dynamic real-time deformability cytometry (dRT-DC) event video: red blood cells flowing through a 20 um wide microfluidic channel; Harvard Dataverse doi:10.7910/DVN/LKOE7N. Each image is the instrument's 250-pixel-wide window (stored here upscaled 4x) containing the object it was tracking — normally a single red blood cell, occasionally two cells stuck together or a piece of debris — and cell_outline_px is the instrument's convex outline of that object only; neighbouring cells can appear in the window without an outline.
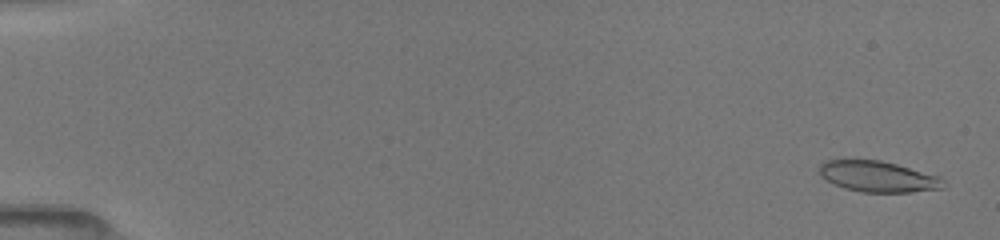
{"species": "common noctule bat (a hibernating species)", "species_latin": "Nyctalus noctula", "temperature_condition": "room temperature", "stored_images_in_passage": 52, "camera_frame_rate_fps": 3000, "um_per_image_px": 0.085, "animal": {"sex": "female", "body_mass_g": 19.5, "forearm_length_mm": 54.1}, "frame": {"image": 1, "passage_image": 2, "time_ms": 0.333, "image_size_px": [1000, 240], "cell_outline_px": [[948, 184], [944, 188], [912, 192], [860, 192], [844, 188], [820, 176], [820, 164], [824, 160], [844, 156], [880, 160], [896, 164], [940, 176]], "centroid_in_image_um": [74.59, 14.96], "position_along_channel_um": 10.4, "area_um2": 23.18}}
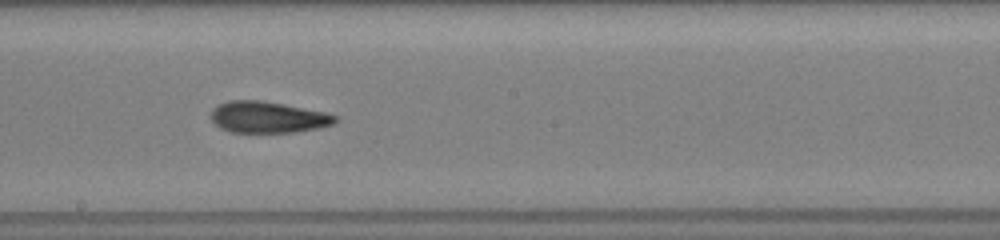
{"frame": {"image": 2, "passage_image": 30, "time_ms": 9.667, "image_size_px": [1000, 240], "cell_outline_px": [[340, 120], [332, 124], [320, 128], [296, 132], [232, 132], [220, 128], [212, 120], [212, 108], [228, 100], [260, 100], [324, 112], [340, 116]], "centroid_in_image_um": [22.8, 9.96], "position_along_channel_um": 225.4, "area_um2": 22.66}}
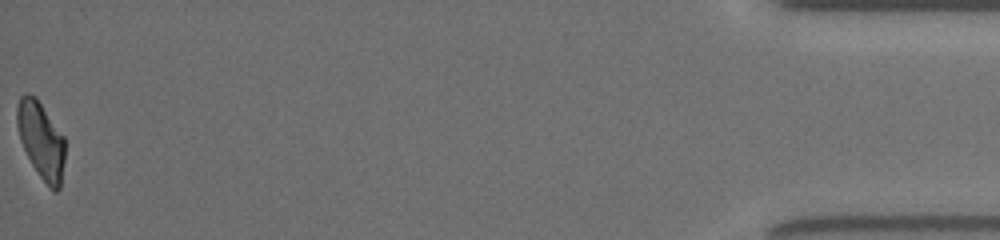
{"frame": {"image": 3, "passage_image": 52, "time_ms": 17.0, "image_size_px": [1000, 240], "cell_outline_px": [[64, 160], [60, 188], [56, 192], [52, 192], [48, 188], [32, 164], [20, 140], [16, 124], [16, 108], [20, 96], [24, 92], [28, 92], [36, 96], [64, 136]], "centroid_in_image_um": [3.48, 11.89], "position_along_channel_um": 431.7, "area_um2": 21.68}, "authors_computed_cell_mechanics": {"area_um2": 22.8599, "velocity_mm_per_s": 4.0126, "shape_relaxation_time_tau1_ms": 5.4481, "shape_relaxation_time_tau2_ms": 2.3698, "deformation_change_tau1": 0.1758, "deformation_change_tau2": 0.1001}}